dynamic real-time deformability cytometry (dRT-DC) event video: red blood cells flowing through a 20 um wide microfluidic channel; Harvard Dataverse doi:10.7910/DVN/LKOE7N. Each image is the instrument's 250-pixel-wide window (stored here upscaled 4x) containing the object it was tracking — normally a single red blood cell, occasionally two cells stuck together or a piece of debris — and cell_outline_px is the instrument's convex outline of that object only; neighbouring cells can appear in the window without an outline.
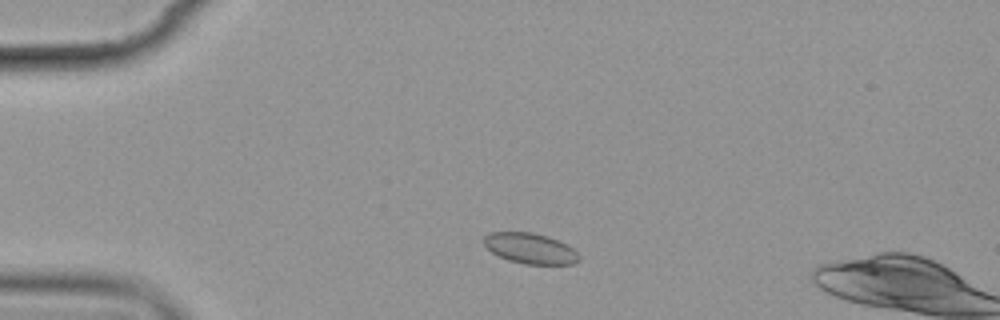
{"species": "common noctule bat (a hibernating species)", "species_latin": "Nyctalus noctula", "temperature_condition": "cold", "stored_images_in_passage": 3, "camera_frame_rate_fps": 3000, "um_per_image_px": 0.085, "animal": {"sex": "female", "body_mass_g": 19.9}, "frame": {"image": 1, "passage_image": 2, "time_ms": 2.0, "image_size_px": [1000, 320], "cell_outline_px": [[580, 260], [576, 264], [524, 264], [508, 260], [492, 252], [484, 244], [484, 236], [488, 232], [532, 232], [548, 236], [568, 244], [580, 256]], "centroid_in_image_um": [45.1, 21.11], "position_along_channel_um": 39.9, "area_um2": 17.05}}